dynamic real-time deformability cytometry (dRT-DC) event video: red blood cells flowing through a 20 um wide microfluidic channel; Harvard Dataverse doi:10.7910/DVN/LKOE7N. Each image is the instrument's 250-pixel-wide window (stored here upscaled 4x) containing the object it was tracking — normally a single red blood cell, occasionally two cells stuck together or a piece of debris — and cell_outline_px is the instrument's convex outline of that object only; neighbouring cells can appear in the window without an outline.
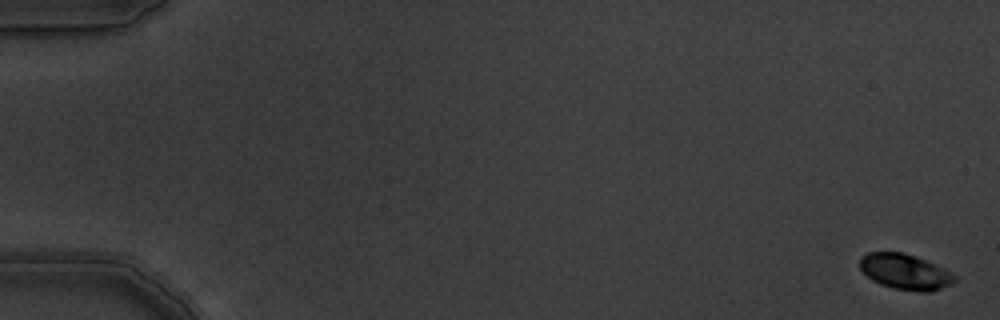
{"species": "common noctule bat (a hibernating species)", "species_latin": "Nyctalus noctula", "temperature_condition": "warm", "stored_images_in_passage": 7, "segment_of_instrument_passage": [1, 2], "camera_frame_rate_fps": 3000, "um_per_image_px": 0.085, "animal": {"sex": "male", "body_mass_g": 19.5, "forearm_length_mm": 54.6}, "frame": {"image": 1, "passage_image": 1, "time_ms": 0.0, "image_size_px": [1000, 320], "cell_outline_px": [[956, 280], [952, 284], [932, 292], [920, 292], [896, 288], [880, 284], [872, 280], [860, 268], [860, 256], [868, 252], [904, 252], [944, 268], [952, 272], [956, 276]], "centroid_in_image_um": [76.95, 23.1], "position_along_channel_um": 8.0, "area_um2": 19.59}}
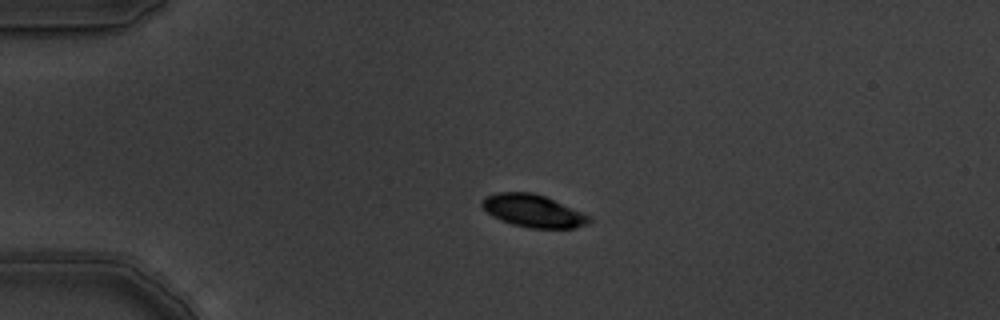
{"frame": {"image": 2, "passage_image": 5, "time_ms": 1.333, "image_size_px": [1000, 320], "cell_outline_px": [[592, 220], [588, 224], [576, 228], [528, 228], [512, 224], [500, 220], [492, 216], [480, 204], [484, 196], [496, 192], [532, 192], [544, 196], [580, 212], [588, 216]], "centroid_in_image_um": [45.26, 17.93], "position_along_channel_um": 39.7, "area_um2": 20.17}}